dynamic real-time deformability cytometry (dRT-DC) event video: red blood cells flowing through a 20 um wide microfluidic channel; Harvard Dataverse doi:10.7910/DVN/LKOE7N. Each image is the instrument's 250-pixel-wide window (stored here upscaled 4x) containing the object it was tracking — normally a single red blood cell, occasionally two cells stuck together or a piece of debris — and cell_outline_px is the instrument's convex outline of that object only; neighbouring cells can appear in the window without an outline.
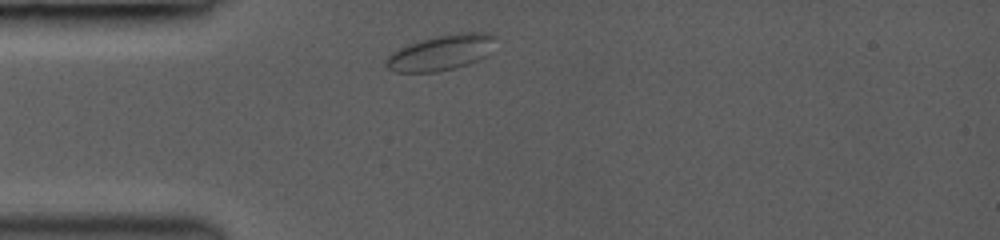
{"species": "common noctule bat (a hibernating species)", "species_latin": "Nyctalus noctula", "temperature_condition": "room temperature", "stored_images_in_passage": 3, "camera_frame_rate_fps": 3000, "um_per_image_px": 0.085, "animal": {"sex": "female", "body_mass_g": 19.0, "forearm_length_mm": 53.3}, "frame": {"image": 1, "passage_image": 1, "time_ms": 0.0, "image_size_px": [1000, 240], "cell_outline_px": [[496, 36], [484, 56], [468, 64], [456, 68], [436, 72], [396, 72], [388, 68], [384, 64], [388, 56], [392, 52], [408, 44], [420, 40], [436, 36], [456, 32], [492, 32]], "centroid_in_image_um": [37.45, 4.46], "position_along_channel_um": 47.5, "area_um2": 22.43}}